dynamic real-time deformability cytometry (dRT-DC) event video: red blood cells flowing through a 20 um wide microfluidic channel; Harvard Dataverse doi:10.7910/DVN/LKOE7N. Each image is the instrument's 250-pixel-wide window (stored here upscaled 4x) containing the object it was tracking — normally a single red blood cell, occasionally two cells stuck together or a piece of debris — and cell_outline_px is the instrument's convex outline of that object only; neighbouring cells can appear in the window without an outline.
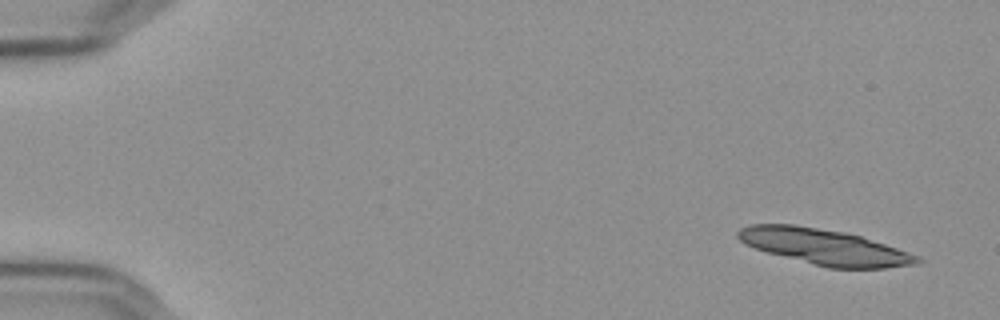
{"species": "Egyptian fruit bat (a non-hibernating species)", "species_latin": "Rousettus aegyptiacus", "temperature_condition": "cold", "stored_images_in_passage": 6, "camera_frame_rate_fps": 3000, "um_per_image_px": 0.085, "frame": {"image": 1, "passage_image": 1, "time_ms": 0.0, "image_size_px": [1000, 320], "cell_outline_px": [[924, 260], [920, 264], [884, 268], [828, 268], [768, 252], [744, 244], [736, 236], [736, 232], [740, 228], [748, 224], [792, 224], [844, 232], [860, 236], [920, 256]], "centroid_in_image_um": [70.08, 20.98], "position_along_channel_um": 14.9, "area_um2": 37.05}}